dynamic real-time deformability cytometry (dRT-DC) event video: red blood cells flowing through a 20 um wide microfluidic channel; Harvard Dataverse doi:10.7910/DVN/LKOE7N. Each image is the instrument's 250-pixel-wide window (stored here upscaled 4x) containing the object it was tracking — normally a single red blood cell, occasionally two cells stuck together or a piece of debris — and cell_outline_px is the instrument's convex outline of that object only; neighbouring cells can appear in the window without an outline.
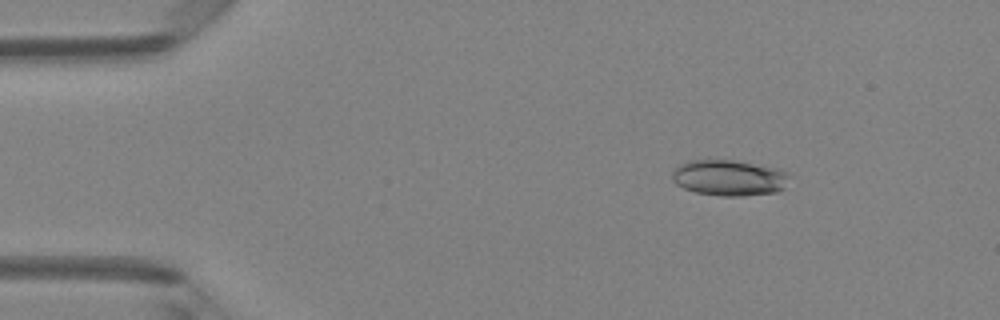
{"species": "Egyptian fruit bat (a non-hibernating species)", "species_latin": "Rousettus aegyptiacus", "temperature_condition": "room temperature", "stored_images_in_passage": 48, "camera_frame_rate_fps": 3000, "um_per_image_px": 0.085, "animal": {"sex": "female"}, "frame": {"image": 1, "passage_image": 7, "time_ms": 2.0, "image_size_px": [1000, 320], "cell_outline_px": [[788, 176], [784, 188], [776, 192], [744, 196], [720, 196], [696, 192], [684, 188], [676, 184], [672, 180], [672, 172], [680, 164], [692, 160], [732, 160], [772, 168], [788, 172]], "centroid_in_image_um": [61.93, 15.13], "position_along_channel_um": 23.1, "area_um2": 24.16}}
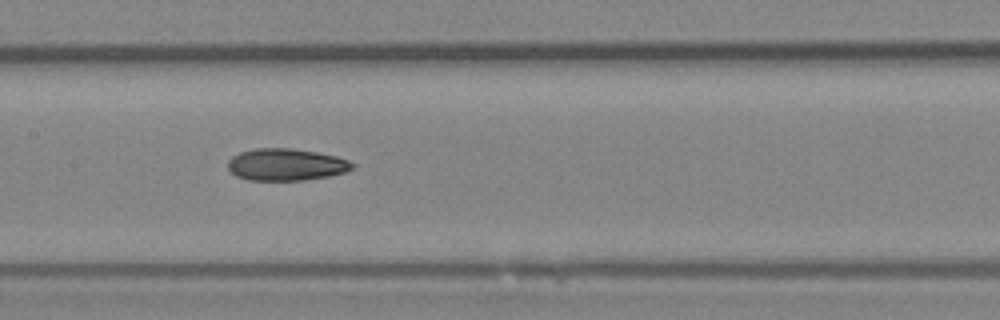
{"frame": {"image": 2, "passage_image": 24, "time_ms": 7.667, "image_size_px": [1000, 320], "cell_outline_px": [[356, 168], [344, 172], [328, 176], [304, 180], [248, 180], [236, 176], [228, 168], [228, 160], [232, 156], [240, 152], [256, 148], [292, 148], [316, 152], [336, 156], [348, 160], [356, 164]], "centroid_in_image_um": [24.33, 13.99], "position_along_channel_um": 183.1, "area_um2": 23.29}}
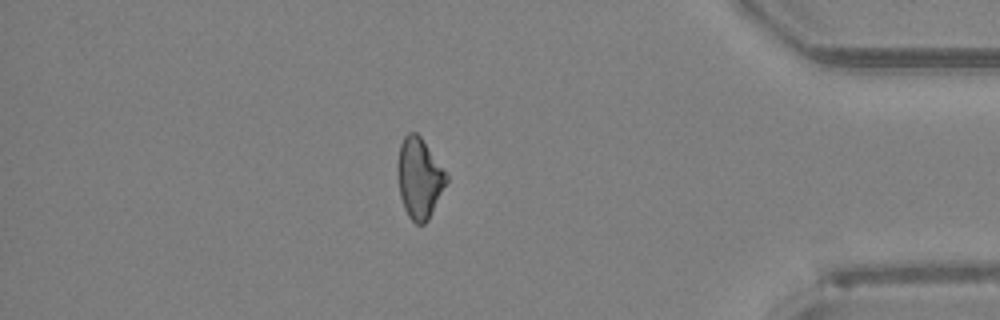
{"frame": {"image": 3, "passage_image": 42, "time_ms": 13.667, "image_size_px": [1000, 320], "cell_outline_px": [[448, 180], [428, 220], [424, 224], [416, 224], [408, 216], [404, 208], [400, 196], [396, 168], [396, 164], [400, 144], [404, 136], [408, 132], [416, 132], [420, 136], [448, 172]], "centroid_in_image_um": [35.64, 15.11], "position_along_channel_um": 399.6, "area_um2": 23.18}, "authors_computed_cell_mechanics": {"area_um2": 23.4379, "velocity_mm_per_s": 4.1919, "shape_relaxation_time_tau1_ms": 6.2561, "shape_relaxation_time_tau2_ms": 5.6691, "deformation_change_tau1": 0.1428, "deformation_change_tau2": 0.1513}}